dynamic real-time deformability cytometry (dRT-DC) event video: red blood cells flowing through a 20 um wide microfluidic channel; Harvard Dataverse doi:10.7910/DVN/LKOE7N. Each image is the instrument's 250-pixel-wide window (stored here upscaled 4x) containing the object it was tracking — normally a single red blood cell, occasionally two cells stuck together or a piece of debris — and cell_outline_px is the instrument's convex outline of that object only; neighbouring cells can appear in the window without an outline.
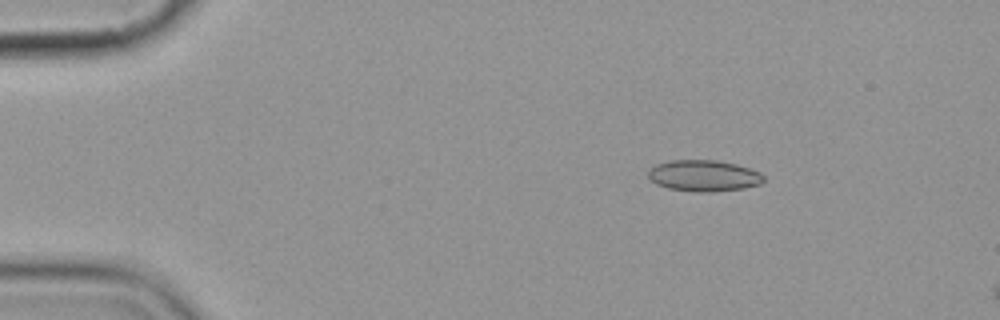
{"species": "common noctule bat (a hibernating species)", "species_latin": "Nyctalus noctula", "temperature_condition": "cold", "stored_images_in_passage": 5, "camera_frame_rate_fps": 3000, "um_per_image_px": 0.085, "animal": {"sex": "female", "body_mass_g": 19.9}, "frame": {"image": 1, "passage_image": 3, "time_ms": 2.333, "image_size_px": [1000, 320], "cell_outline_px": [[764, 180], [760, 184], [744, 188], [712, 192], [696, 192], [668, 188], [656, 184], [648, 176], [648, 168], [656, 164], [668, 160], [716, 160], [736, 164], [760, 172], [764, 176]], "centroid_in_image_um": [59.8, 14.93], "position_along_channel_um": 25.2, "area_um2": 21.15}}